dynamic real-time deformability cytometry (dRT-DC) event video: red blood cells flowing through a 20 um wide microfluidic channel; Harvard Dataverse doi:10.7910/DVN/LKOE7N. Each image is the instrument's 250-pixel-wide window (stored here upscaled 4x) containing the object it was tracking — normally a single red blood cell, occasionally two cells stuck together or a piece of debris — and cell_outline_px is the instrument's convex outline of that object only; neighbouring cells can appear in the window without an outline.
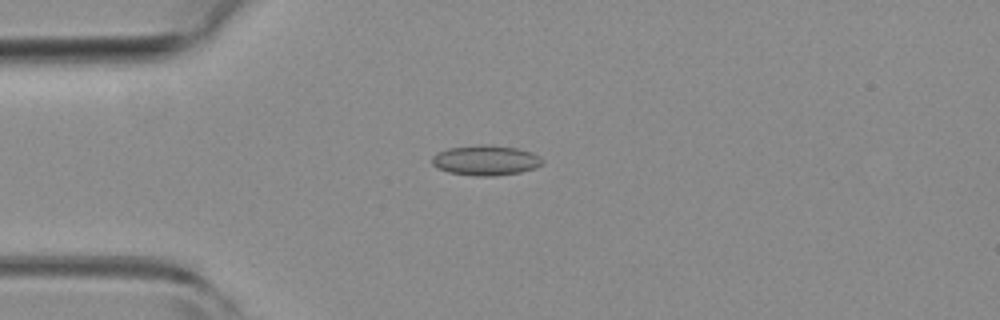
{"species": "common noctule bat (a hibernating species)", "species_latin": "Nyctalus noctula", "temperature_condition": "room temperature", "stored_images_in_passage": 7, "camera_frame_rate_fps": 3000, "um_per_image_px": 0.085, "animal": {"sex": "female", "body_mass_g": 19.3, "forearm_length_mm": 54.1}, "frame": {"image": 1, "passage_image": 4, "time_ms": 1.0, "image_size_px": [1000, 320], "cell_outline_px": [[544, 160], [536, 168], [520, 172], [496, 176], [472, 176], [448, 172], [436, 168], [432, 164], [432, 156], [436, 152], [448, 148], [492, 144], [516, 148], [532, 152], [540, 156]], "centroid_in_image_um": [41.27, 13.63], "position_along_channel_um": 43.7, "area_um2": 19.54}}
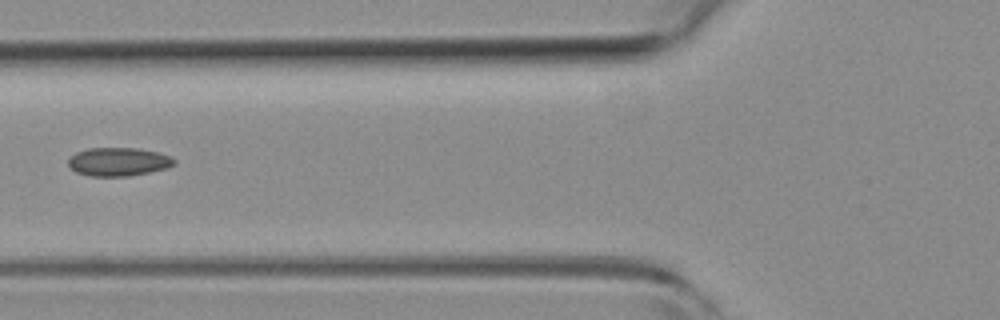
{"frame": {"image": 2, "passage_image": 6, "time_ms": 1.667, "image_size_px": [1000, 320], "cell_outline_px": [[176, 164], [168, 168], [128, 176], [88, 176], [76, 172], [68, 164], [68, 160], [76, 152], [88, 148], [140, 148], [172, 156], [176, 160]], "centroid_in_image_um": [10.1, 13.74], "position_along_channel_um": 115.7, "area_um2": 17.63}}
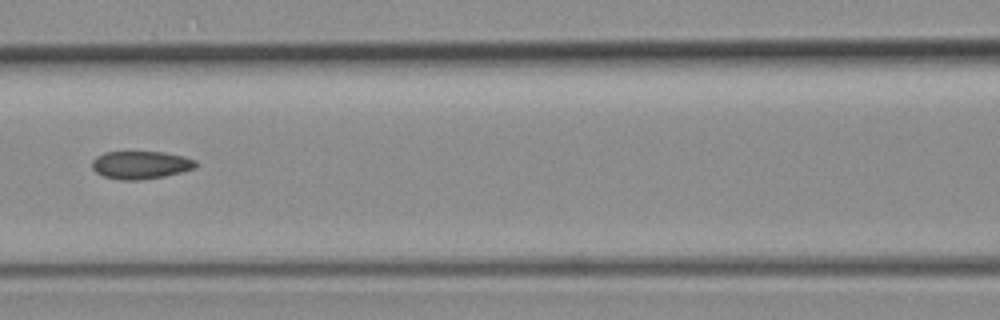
{"frame": {"image": 3, "passage_image": 7, "time_ms": 2.0, "image_size_px": [1000, 320], "cell_outline_px": [[196, 168], [164, 176], [140, 180], [120, 180], [104, 176], [96, 172], [92, 168], [92, 160], [96, 156], [104, 152], [164, 152], [184, 156], [196, 160]], "centroid_in_image_um": [11.95, 14.01], "position_along_channel_um": 154.7, "area_um2": 16.88}}